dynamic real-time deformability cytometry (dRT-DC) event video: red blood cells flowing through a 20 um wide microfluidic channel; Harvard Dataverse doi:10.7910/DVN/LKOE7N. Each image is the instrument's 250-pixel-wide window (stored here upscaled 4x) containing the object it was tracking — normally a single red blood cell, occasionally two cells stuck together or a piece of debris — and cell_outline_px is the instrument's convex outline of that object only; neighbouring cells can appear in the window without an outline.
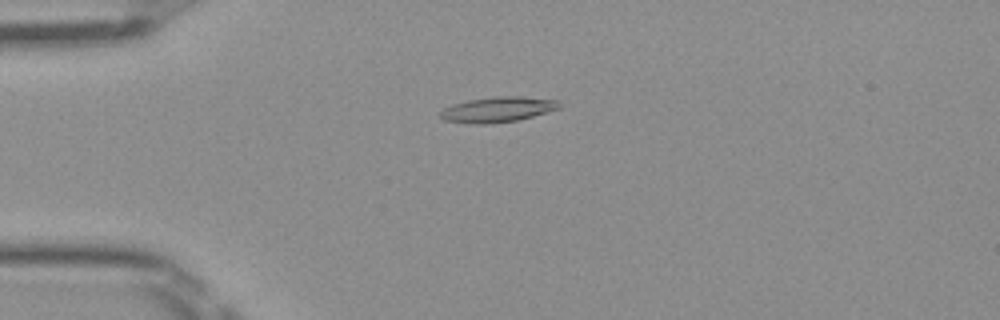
{"species": "Egyptian fruit bat (a non-hibernating species)", "species_latin": "Rousettus aegyptiacus", "temperature_condition": "room temperature", "stored_images_in_passage": 51, "camera_frame_rate_fps": 3000, "um_per_image_px": 0.085, "frame": {"image": 1, "passage_image": 13, "time_ms": 4.0, "image_size_px": [1000, 320], "cell_outline_px": [[560, 108], [532, 116], [516, 120], [488, 124], [472, 124], [444, 120], [440, 116], [440, 112], [444, 108], [452, 104], [468, 100], [496, 96], [520, 96], [560, 100]], "centroid_in_image_um": [42.3, 9.3], "position_along_channel_um": 42.7, "area_um2": 17.51}}
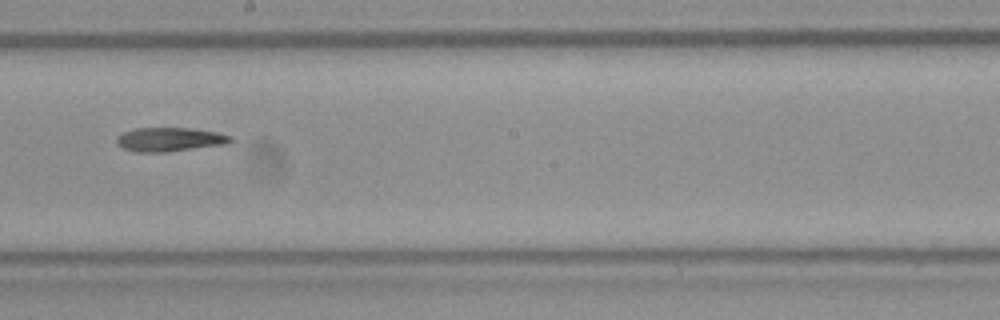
{"frame": {"image": 2, "passage_image": 29, "time_ms": 9.333, "image_size_px": [1000, 320], "cell_outline_px": [[232, 140], [224, 144], [168, 152], [136, 152], [120, 148], [116, 144], [116, 136], [124, 132], [136, 128], [192, 128], [216, 132], [232, 136]], "centroid_in_image_um": [14.36, 11.86], "position_along_channel_um": 233.8, "area_um2": 15.95}}
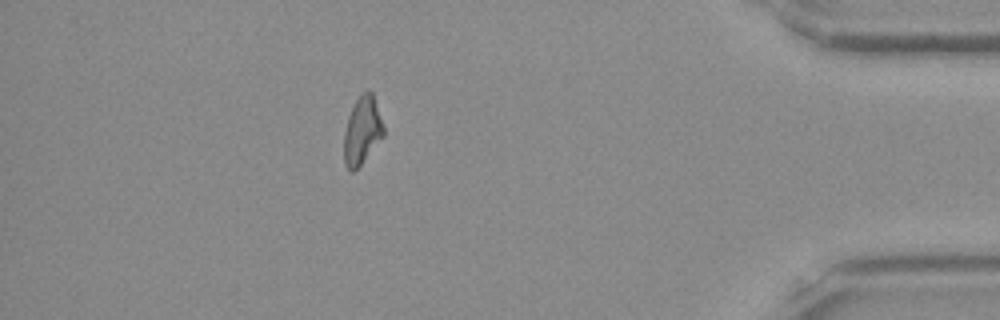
{"frame": {"image": 3, "passage_image": 45, "time_ms": 14.667, "image_size_px": [1000, 320], "cell_outline_px": [[384, 136], [360, 164], [352, 172], [348, 172], [344, 164], [344, 132], [348, 116], [352, 104], [368, 88], [372, 92], [384, 128]], "centroid_in_image_um": [30.76, 11.1], "position_along_channel_um": 404.4, "area_um2": 15.55}}